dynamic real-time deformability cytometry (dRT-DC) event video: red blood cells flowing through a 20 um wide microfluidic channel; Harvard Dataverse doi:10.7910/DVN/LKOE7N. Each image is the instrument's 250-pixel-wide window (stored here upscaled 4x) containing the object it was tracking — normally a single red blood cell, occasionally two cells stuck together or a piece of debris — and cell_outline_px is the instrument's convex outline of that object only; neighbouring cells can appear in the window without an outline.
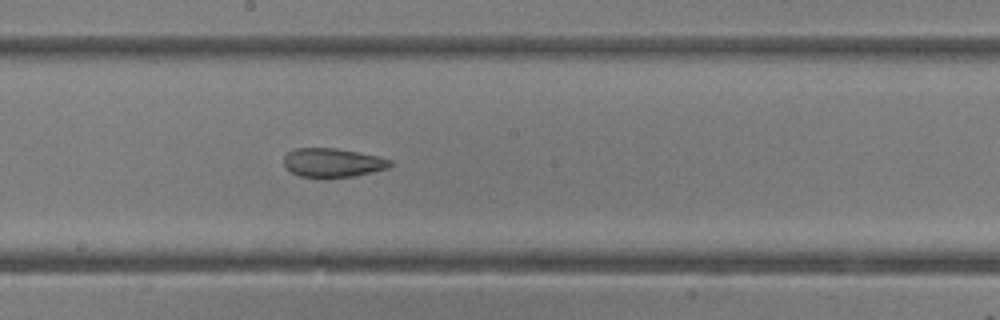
{"species": "common noctule bat (a hibernating species)", "species_latin": "Nyctalus noctula", "temperature_condition": "room temperature", "stored_images_in_passage": 22, "camera_frame_rate_fps": 3000, "um_per_image_px": 0.085, "animal": {"sex": "female"}, "frame": {"image": 1, "passage_image": 13, "time_ms": 4.0, "image_size_px": [1000, 320], "cell_outline_px": [[396, 164], [388, 168], [372, 172], [352, 176], [324, 180], [300, 176], [292, 172], [284, 164], [284, 156], [288, 152], [296, 148], [336, 148], [376, 156], [392, 160]], "centroid_in_image_um": [28.29, 13.86], "position_along_channel_um": 219.9, "area_um2": 18.26}}